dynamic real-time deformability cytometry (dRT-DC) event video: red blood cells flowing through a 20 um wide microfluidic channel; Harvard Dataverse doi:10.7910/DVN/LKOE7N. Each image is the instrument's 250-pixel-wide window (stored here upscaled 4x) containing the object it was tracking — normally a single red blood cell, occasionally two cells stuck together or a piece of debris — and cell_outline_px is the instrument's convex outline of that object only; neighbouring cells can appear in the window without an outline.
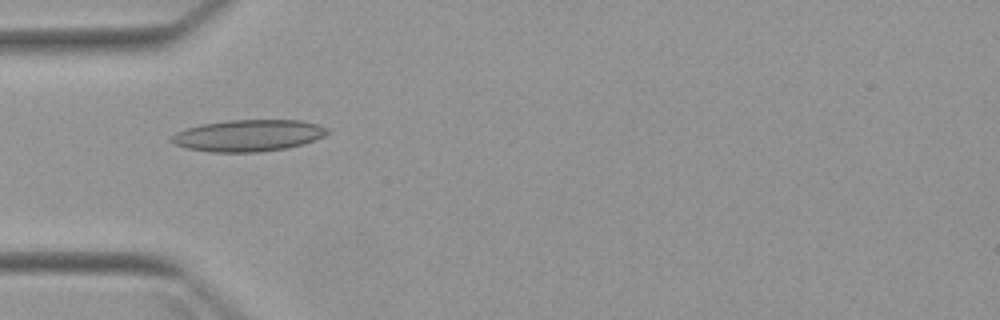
{"species": "Egyptian fruit bat (a non-hibernating species)", "species_latin": "Rousettus aegyptiacus", "temperature_condition": "warm", "stored_images_in_passage": 6, "camera_frame_rate_fps": 3000, "um_per_image_px": 0.085, "animal": {"sex": "female"}, "frame": {"image": 1, "passage_image": 4, "time_ms": 4.667, "image_size_px": [1000, 320], "cell_outline_px": [[332, 132], [324, 136], [304, 144], [288, 148], [260, 152], [212, 152], [188, 148], [176, 144], [168, 140], [176, 132], [184, 128], [200, 124], [228, 120], [300, 120], [316, 124], [328, 128]], "centroid_in_image_um": [21.12, 11.51], "position_along_channel_um": 63.9, "area_um2": 28.96}}
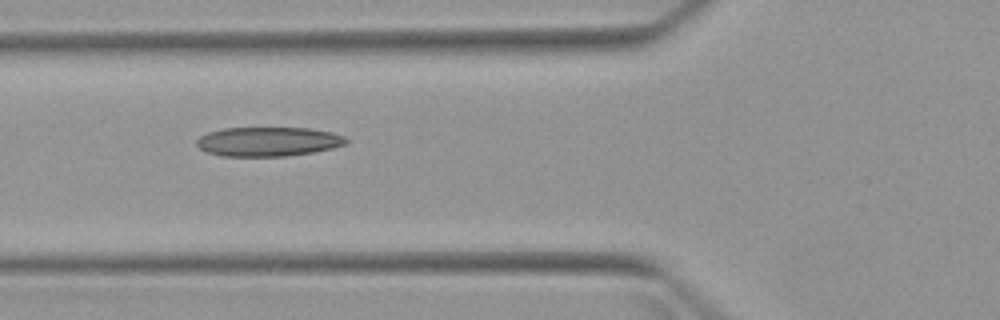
{"frame": {"image": 2, "passage_image": 5, "time_ms": 5.667, "image_size_px": [1000, 320], "cell_outline_px": [[348, 144], [332, 148], [312, 152], [288, 156], [224, 156], [208, 152], [200, 148], [196, 144], [196, 140], [200, 136], [208, 132], [224, 128], [308, 128], [332, 132], [344, 136], [348, 140]], "centroid_in_image_um": [22.82, 12.03], "position_along_channel_um": 103.0, "area_um2": 25.49}}
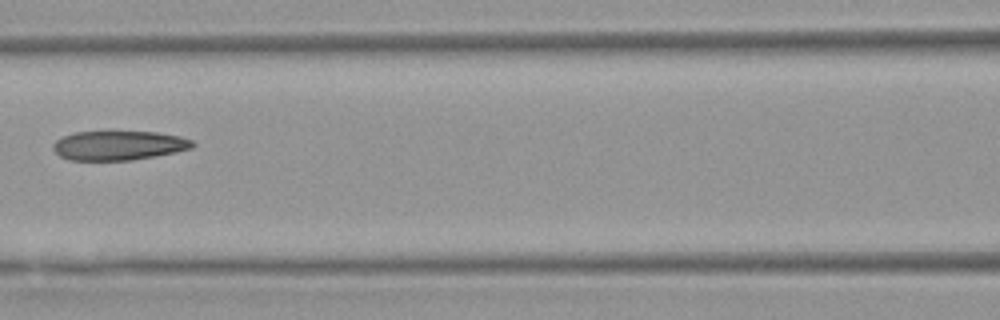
{"frame": {"image": 3, "passage_image": 6, "time_ms": 7.0, "image_size_px": [1000, 320], "cell_outline_px": [[196, 144], [192, 148], [176, 152], [156, 156], [132, 160], [68, 160], [60, 156], [52, 148], [52, 144], [56, 140], [64, 136], [76, 132], [156, 132], [180, 136], [192, 140]], "centroid_in_image_um": [10.1, 12.37], "position_along_channel_um": 156.5, "area_um2": 23.81}}